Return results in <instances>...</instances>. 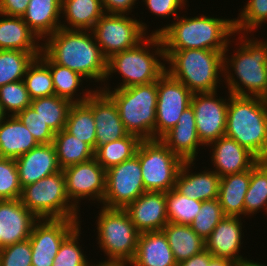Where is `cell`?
I'll use <instances>...</instances> for the list:
<instances>
[{
  "label": "cell",
  "mask_w": 267,
  "mask_h": 266,
  "mask_svg": "<svg viewBox=\"0 0 267 266\" xmlns=\"http://www.w3.org/2000/svg\"><path fill=\"white\" fill-rule=\"evenodd\" d=\"M42 51L56 64L68 67L88 81H105L107 58L96 43L92 30L59 28L46 37Z\"/></svg>",
  "instance_id": "obj_1"
},
{
  "label": "cell",
  "mask_w": 267,
  "mask_h": 266,
  "mask_svg": "<svg viewBox=\"0 0 267 266\" xmlns=\"http://www.w3.org/2000/svg\"><path fill=\"white\" fill-rule=\"evenodd\" d=\"M177 19V21H176ZM150 34L159 35L164 50L208 49L226 51L235 35L234 19L214 16L185 17L180 15ZM231 37V38H229ZM230 43V44H229Z\"/></svg>",
  "instance_id": "obj_2"
},
{
  "label": "cell",
  "mask_w": 267,
  "mask_h": 266,
  "mask_svg": "<svg viewBox=\"0 0 267 266\" xmlns=\"http://www.w3.org/2000/svg\"><path fill=\"white\" fill-rule=\"evenodd\" d=\"M242 34L239 36L241 43L230 59L226 55L228 46L224 52L223 76L226 88L235 96L267 100V40L258 41L260 39L254 36L246 38L245 33Z\"/></svg>",
  "instance_id": "obj_3"
},
{
  "label": "cell",
  "mask_w": 267,
  "mask_h": 266,
  "mask_svg": "<svg viewBox=\"0 0 267 266\" xmlns=\"http://www.w3.org/2000/svg\"><path fill=\"white\" fill-rule=\"evenodd\" d=\"M229 93L225 136L267 160V100Z\"/></svg>",
  "instance_id": "obj_4"
},
{
  "label": "cell",
  "mask_w": 267,
  "mask_h": 266,
  "mask_svg": "<svg viewBox=\"0 0 267 266\" xmlns=\"http://www.w3.org/2000/svg\"><path fill=\"white\" fill-rule=\"evenodd\" d=\"M224 52L208 49L164 50L165 62L169 65L166 71L193 94L216 92L224 74Z\"/></svg>",
  "instance_id": "obj_5"
},
{
  "label": "cell",
  "mask_w": 267,
  "mask_h": 266,
  "mask_svg": "<svg viewBox=\"0 0 267 266\" xmlns=\"http://www.w3.org/2000/svg\"><path fill=\"white\" fill-rule=\"evenodd\" d=\"M158 57L165 62L162 40L159 35L148 34L136 47L118 52L107 60V74L104 82L107 83L111 78L109 76L116 72L122 77V82L116 88L155 82L166 71V63L161 62Z\"/></svg>",
  "instance_id": "obj_6"
},
{
  "label": "cell",
  "mask_w": 267,
  "mask_h": 266,
  "mask_svg": "<svg viewBox=\"0 0 267 266\" xmlns=\"http://www.w3.org/2000/svg\"><path fill=\"white\" fill-rule=\"evenodd\" d=\"M99 88L116 104L129 134L136 135L141 140L155 139L157 81L114 90L109 85Z\"/></svg>",
  "instance_id": "obj_7"
},
{
  "label": "cell",
  "mask_w": 267,
  "mask_h": 266,
  "mask_svg": "<svg viewBox=\"0 0 267 266\" xmlns=\"http://www.w3.org/2000/svg\"><path fill=\"white\" fill-rule=\"evenodd\" d=\"M20 200L38 219L80 218V209L67 195L62 170L23 187Z\"/></svg>",
  "instance_id": "obj_8"
},
{
  "label": "cell",
  "mask_w": 267,
  "mask_h": 266,
  "mask_svg": "<svg viewBox=\"0 0 267 266\" xmlns=\"http://www.w3.org/2000/svg\"><path fill=\"white\" fill-rule=\"evenodd\" d=\"M98 214L97 244L108 259L102 262L130 263L136 253L140 232L128 213L124 209L106 208L101 205Z\"/></svg>",
  "instance_id": "obj_9"
},
{
  "label": "cell",
  "mask_w": 267,
  "mask_h": 266,
  "mask_svg": "<svg viewBox=\"0 0 267 266\" xmlns=\"http://www.w3.org/2000/svg\"><path fill=\"white\" fill-rule=\"evenodd\" d=\"M145 191L168 192L175 187L184 161L160 139L142 140L137 148Z\"/></svg>",
  "instance_id": "obj_10"
},
{
  "label": "cell",
  "mask_w": 267,
  "mask_h": 266,
  "mask_svg": "<svg viewBox=\"0 0 267 266\" xmlns=\"http://www.w3.org/2000/svg\"><path fill=\"white\" fill-rule=\"evenodd\" d=\"M146 23L128 17V14H104L92 32L103 55H112L136 47L147 36Z\"/></svg>",
  "instance_id": "obj_11"
},
{
  "label": "cell",
  "mask_w": 267,
  "mask_h": 266,
  "mask_svg": "<svg viewBox=\"0 0 267 266\" xmlns=\"http://www.w3.org/2000/svg\"><path fill=\"white\" fill-rule=\"evenodd\" d=\"M145 191L139 157L132 158L106 170L105 196L101 205L124 209Z\"/></svg>",
  "instance_id": "obj_12"
},
{
  "label": "cell",
  "mask_w": 267,
  "mask_h": 266,
  "mask_svg": "<svg viewBox=\"0 0 267 266\" xmlns=\"http://www.w3.org/2000/svg\"><path fill=\"white\" fill-rule=\"evenodd\" d=\"M193 93L165 71L157 80L155 139H160L179 121L191 104Z\"/></svg>",
  "instance_id": "obj_13"
},
{
  "label": "cell",
  "mask_w": 267,
  "mask_h": 266,
  "mask_svg": "<svg viewBox=\"0 0 267 266\" xmlns=\"http://www.w3.org/2000/svg\"><path fill=\"white\" fill-rule=\"evenodd\" d=\"M80 219H39L29 241L32 266H52L63 240L79 225Z\"/></svg>",
  "instance_id": "obj_14"
},
{
  "label": "cell",
  "mask_w": 267,
  "mask_h": 266,
  "mask_svg": "<svg viewBox=\"0 0 267 266\" xmlns=\"http://www.w3.org/2000/svg\"><path fill=\"white\" fill-rule=\"evenodd\" d=\"M66 180V192L79 209V201L87 199L102 204L105 196L106 170L95 158L62 170ZM81 199V200H80Z\"/></svg>",
  "instance_id": "obj_15"
},
{
  "label": "cell",
  "mask_w": 267,
  "mask_h": 266,
  "mask_svg": "<svg viewBox=\"0 0 267 266\" xmlns=\"http://www.w3.org/2000/svg\"><path fill=\"white\" fill-rule=\"evenodd\" d=\"M217 95V91L194 93L191 98L197 133L204 147L225 136L229 94L228 99L218 98Z\"/></svg>",
  "instance_id": "obj_16"
},
{
  "label": "cell",
  "mask_w": 267,
  "mask_h": 266,
  "mask_svg": "<svg viewBox=\"0 0 267 266\" xmlns=\"http://www.w3.org/2000/svg\"><path fill=\"white\" fill-rule=\"evenodd\" d=\"M38 220L20 199L0 200V251L29 239L33 225Z\"/></svg>",
  "instance_id": "obj_17"
},
{
  "label": "cell",
  "mask_w": 267,
  "mask_h": 266,
  "mask_svg": "<svg viewBox=\"0 0 267 266\" xmlns=\"http://www.w3.org/2000/svg\"><path fill=\"white\" fill-rule=\"evenodd\" d=\"M124 210L140 233L163 230L169 222L166 192L146 191Z\"/></svg>",
  "instance_id": "obj_18"
},
{
  "label": "cell",
  "mask_w": 267,
  "mask_h": 266,
  "mask_svg": "<svg viewBox=\"0 0 267 266\" xmlns=\"http://www.w3.org/2000/svg\"><path fill=\"white\" fill-rule=\"evenodd\" d=\"M212 150L213 171L220 177L251 169L259 159L234 139L222 136L207 145ZM212 146V147H211Z\"/></svg>",
  "instance_id": "obj_19"
},
{
  "label": "cell",
  "mask_w": 267,
  "mask_h": 266,
  "mask_svg": "<svg viewBox=\"0 0 267 266\" xmlns=\"http://www.w3.org/2000/svg\"><path fill=\"white\" fill-rule=\"evenodd\" d=\"M92 113L96 126V148L129 134L121 121L116 104L98 87L92 93Z\"/></svg>",
  "instance_id": "obj_20"
},
{
  "label": "cell",
  "mask_w": 267,
  "mask_h": 266,
  "mask_svg": "<svg viewBox=\"0 0 267 266\" xmlns=\"http://www.w3.org/2000/svg\"><path fill=\"white\" fill-rule=\"evenodd\" d=\"M15 161L22 188L62 170L53 143L39 144Z\"/></svg>",
  "instance_id": "obj_21"
},
{
  "label": "cell",
  "mask_w": 267,
  "mask_h": 266,
  "mask_svg": "<svg viewBox=\"0 0 267 266\" xmlns=\"http://www.w3.org/2000/svg\"><path fill=\"white\" fill-rule=\"evenodd\" d=\"M241 217L225 216L205 240V250L213 257L226 258L237 263L243 242Z\"/></svg>",
  "instance_id": "obj_22"
},
{
  "label": "cell",
  "mask_w": 267,
  "mask_h": 266,
  "mask_svg": "<svg viewBox=\"0 0 267 266\" xmlns=\"http://www.w3.org/2000/svg\"><path fill=\"white\" fill-rule=\"evenodd\" d=\"M160 140L183 161L196 160L199 146L204 145L199 140L191 105L181 114L178 123Z\"/></svg>",
  "instance_id": "obj_23"
},
{
  "label": "cell",
  "mask_w": 267,
  "mask_h": 266,
  "mask_svg": "<svg viewBox=\"0 0 267 266\" xmlns=\"http://www.w3.org/2000/svg\"><path fill=\"white\" fill-rule=\"evenodd\" d=\"M194 161H184L177 175L174 189L197 201L215 200L219 197L220 176L213 170L191 173ZM190 171V172H189Z\"/></svg>",
  "instance_id": "obj_24"
},
{
  "label": "cell",
  "mask_w": 267,
  "mask_h": 266,
  "mask_svg": "<svg viewBox=\"0 0 267 266\" xmlns=\"http://www.w3.org/2000/svg\"><path fill=\"white\" fill-rule=\"evenodd\" d=\"M129 266H178L165 233L141 232L136 253Z\"/></svg>",
  "instance_id": "obj_25"
},
{
  "label": "cell",
  "mask_w": 267,
  "mask_h": 266,
  "mask_svg": "<svg viewBox=\"0 0 267 266\" xmlns=\"http://www.w3.org/2000/svg\"><path fill=\"white\" fill-rule=\"evenodd\" d=\"M61 5L62 0L29 1L22 18L41 41L61 28Z\"/></svg>",
  "instance_id": "obj_26"
},
{
  "label": "cell",
  "mask_w": 267,
  "mask_h": 266,
  "mask_svg": "<svg viewBox=\"0 0 267 266\" xmlns=\"http://www.w3.org/2000/svg\"><path fill=\"white\" fill-rule=\"evenodd\" d=\"M6 118L0 122L1 158L17 159L39 145L16 115Z\"/></svg>",
  "instance_id": "obj_27"
},
{
  "label": "cell",
  "mask_w": 267,
  "mask_h": 266,
  "mask_svg": "<svg viewBox=\"0 0 267 266\" xmlns=\"http://www.w3.org/2000/svg\"><path fill=\"white\" fill-rule=\"evenodd\" d=\"M0 17V50L42 52L40 39L22 17L6 16L1 13Z\"/></svg>",
  "instance_id": "obj_28"
},
{
  "label": "cell",
  "mask_w": 267,
  "mask_h": 266,
  "mask_svg": "<svg viewBox=\"0 0 267 266\" xmlns=\"http://www.w3.org/2000/svg\"><path fill=\"white\" fill-rule=\"evenodd\" d=\"M61 14L65 16L61 18H66L67 22H61V28L92 30L105 12L102 0H62Z\"/></svg>",
  "instance_id": "obj_29"
},
{
  "label": "cell",
  "mask_w": 267,
  "mask_h": 266,
  "mask_svg": "<svg viewBox=\"0 0 267 266\" xmlns=\"http://www.w3.org/2000/svg\"><path fill=\"white\" fill-rule=\"evenodd\" d=\"M250 185V169L220 178L218 200L225 216L244 215V199Z\"/></svg>",
  "instance_id": "obj_30"
},
{
  "label": "cell",
  "mask_w": 267,
  "mask_h": 266,
  "mask_svg": "<svg viewBox=\"0 0 267 266\" xmlns=\"http://www.w3.org/2000/svg\"><path fill=\"white\" fill-rule=\"evenodd\" d=\"M162 231L178 264L205 250V240L190 225L168 222Z\"/></svg>",
  "instance_id": "obj_31"
},
{
  "label": "cell",
  "mask_w": 267,
  "mask_h": 266,
  "mask_svg": "<svg viewBox=\"0 0 267 266\" xmlns=\"http://www.w3.org/2000/svg\"><path fill=\"white\" fill-rule=\"evenodd\" d=\"M39 58L49 67L52 74L53 85L55 95L67 99L74 103H84L88 97L95 91L85 89L82 96L76 94L79 91V86L81 87L83 83V78L80 74L74 72L68 67H64L54 63L43 51L39 55ZM84 93V94H83ZM77 96L76 98L74 96Z\"/></svg>",
  "instance_id": "obj_32"
},
{
  "label": "cell",
  "mask_w": 267,
  "mask_h": 266,
  "mask_svg": "<svg viewBox=\"0 0 267 266\" xmlns=\"http://www.w3.org/2000/svg\"><path fill=\"white\" fill-rule=\"evenodd\" d=\"M69 134L96 149V126L92 113V94L84 103H74L64 128Z\"/></svg>",
  "instance_id": "obj_33"
},
{
  "label": "cell",
  "mask_w": 267,
  "mask_h": 266,
  "mask_svg": "<svg viewBox=\"0 0 267 266\" xmlns=\"http://www.w3.org/2000/svg\"><path fill=\"white\" fill-rule=\"evenodd\" d=\"M53 144L62 170L94 158V149L86 142L69 134L65 129L55 133Z\"/></svg>",
  "instance_id": "obj_34"
},
{
  "label": "cell",
  "mask_w": 267,
  "mask_h": 266,
  "mask_svg": "<svg viewBox=\"0 0 267 266\" xmlns=\"http://www.w3.org/2000/svg\"><path fill=\"white\" fill-rule=\"evenodd\" d=\"M141 141L138 136L128 134L119 140L98 146L94 150V158L105 170H108L132 158Z\"/></svg>",
  "instance_id": "obj_35"
},
{
  "label": "cell",
  "mask_w": 267,
  "mask_h": 266,
  "mask_svg": "<svg viewBox=\"0 0 267 266\" xmlns=\"http://www.w3.org/2000/svg\"><path fill=\"white\" fill-rule=\"evenodd\" d=\"M259 209L265 210L267 214V160H259L250 169V185L244 199V216H253Z\"/></svg>",
  "instance_id": "obj_36"
},
{
  "label": "cell",
  "mask_w": 267,
  "mask_h": 266,
  "mask_svg": "<svg viewBox=\"0 0 267 266\" xmlns=\"http://www.w3.org/2000/svg\"><path fill=\"white\" fill-rule=\"evenodd\" d=\"M72 105V102L57 95L33 99L30 104L54 133L65 128Z\"/></svg>",
  "instance_id": "obj_37"
},
{
  "label": "cell",
  "mask_w": 267,
  "mask_h": 266,
  "mask_svg": "<svg viewBox=\"0 0 267 266\" xmlns=\"http://www.w3.org/2000/svg\"><path fill=\"white\" fill-rule=\"evenodd\" d=\"M41 52H23L20 50H0V87L23 80L28 66Z\"/></svg>",
  "instance_id": "obj_38"
},
{
  "label": "cell",
  "mask_w": 267,
  "mask_h": 266,
  "mask_svg": "<svg viewBox=\"0 0 267 266\" xmlns=\"http://www.w3.org/2000/svg\"><path fill=\"white\" fill-rule=\"evenodd\" d=\"M23 81L31 100L55 95L50 69L39 57L28 66Z\"/></svg>",
  "instance_id": "obj_39"
},
{
  "label": "cell",
  "mask_w": 267,
  "mask_h": 266,
  "mask_svg": "<svg viewBox=\"0 0 267 266\" xmlns=\"http://www.w3.org/2000/svg\"><path fill=\"white\" fill-rule=\"evenodd\" d=\"M202 201L188 198L174 188L166 192V208L170 223L190 225L200 211Z\"/></svg>",
  "instance_id": "obj_40"
},
{
  "label": "cell",
  "mask_w": 267,
  "mask_h": 266,
  "mask_svg": "<svg viewBox=\"0 0 267 266\" xmlns=\"http://www.w3.org/2000/svg\"><path fill=\"white\" fill-rule=\"evenodd\" d=\"M81 225L79 224L62 242L52 266H93L83 253L79 243Z\"/></svg>",
  "instance_id": "obj_41"
},
{
  "label": "cell",
  "mask_w": 267,
  "mask_h": 266,
  "mask_svg": "<svg viewBox=\"0 0 267 266\" xmlns=\"http://www.w3.org/2000/svg\"><path fill=\"white\" fill-rule=\"evenodd\" d=\"M241 9L238 18L234 19L236 34L247 32L250 34L255 29L262 26L267 21V0H248ZM249 31V32H248Z\"/></svg>",
  "instance_id": "obj_42"
},
{
  "label": "cell",
  "mask_w": 267,
  "mask_h": 266,
  "mask_svg": "<svg viewBox=\"0 0 267 266\" xmlns=\"http://www.w3.org/2000/svg\"><path fill=\"white\" fill-rule=\"evenodd\" d=\"M0 103L8 116L17 115L31 104V98L23 80L0 87ZM11 112V114H10Z\"/></svg>",
  "instance_id": "obj_43"
},
{
  "label": "cell",
  "mask_w": 267,
  "mask_h": 266,
  "mask_svg": "<svg viewBox=\"0 0 267 266\" xmlns=\"http://www.w3.org/2000/svg\"><path fill=\"white\" fill-rule=\"evenodd\" d=\"M225 217L218 199L205 200L190 227L204 240L212 233L217 224Z\"/></svg>",
  "instance_id": "obj_44"
},
{
  "label": "cell",
  "mask_w": 267,
  "mask_h": 266,
  "mask_svg": "<svg viewBox=\"0 0 267 266\" xmlns=\"http://www.w3.org/2000/svg\"><path fill=\"white\" fill-rule=\"evenodd\" d=\"M21 194L15 159L0 157V200L20 199Z\"/></svg>",
  "instance_id": "obj_45"
},
{
  "label": "cell",
  "mask_w": 267,
  "mask_h": 266,
  "mask_svg": "<svg viewBox=\"0 0 267 266\" xmlns=\"http://www.w3.org/2000/svg\"><path fill=\"white\" fill-rule=\"evenodd\" d=\"M16 116L28 128L39 144L53 143L55 133L31 106L19 112Z\"/></svg>",
  "instance_id": "obj_46"
},
{
  "label": "cell",
  "mask_w": 267,
  "mask_h": 266,
  "mask_svg": "<svg viewBox=\"0 0 267 266\" xmlns=\"http://www.w3.org/2000/svg\"><path fill=\"white\" fill-rule=\"evenodd\" d=\"M1 266H32V249L29 239L4 247L0 251Z\"/></svg>",
  "instance_id": "obj_47"
},
{
  "label": "cell",
  "mask_w": 267,
  "mask_h": 266,
  "mask_svg": "<svg viewBox=\"0 0 267 266\" xmlns=\"http://www.w3.org/2000/svg\"><path fill=\"white\" fill-rule=\"evenodd\" d=\"M147 6L150 13H153L157 17L172 16L175 19L179 16L178 10L185 7L187 0H142Z\"/></svg>",
  "instance_id": "obj_48"
},
{
  "label": "cell",
  "mask_w": 267,
  "mask_h": 266,
  "mask_svg": "<svg viewBox=\"0 0 267 266\" xmlns=\"http://www.w3.org/2000/svg\"><path fill=\"white\" fill-rule=\"evenodd\" d=\"M138 0H102L103 10L106 14H126L132 12ZM134 5V6H133Z\"/></svg>",
  "instance_id": "obj_49"
},
{
  "label": "cell",
  "mask_w": 267,
  "mask_h": 266,
  "mask_svg": "<svg viewBox=\"0 0 267 266\" xmlns=\"http://www.w3.org/2000/svg\"><path fill=\"white\" fill-rule=\"evenodd\" d=\"M30 0H0V13L6 16L22 17Z\"/></svg>",
  "instance_id": "obj_50"
},
{
  "label": "cell",
  "mask_w": 267,
  "mask_h": 266,
  "mask_svg": "<svg viewBox=\"0 0 267 266\" xmlns=\"http://www.w3.org/2000/svg\"><path fill=\"white\" fill-rule=\"evenodd\" d=\"M211 257L212 255L207 250H204L202 253L180 262L178 266H208Z\"/></svg>",
  "instance_id": "obj_51"
},
{
  "label": "cell",
  "mask_w": 267,
  "mask_h": 266,
  "mask_svg": "<svg viewBox=\"0 0 267 266\" xmlns=\"http://www.w3.org/2000/svg\"><path fill=\"white\" fill-rule=\"evenodd\" d=\"M235 262L226 259V258H219V257H211L208 263V266H235Z\"/></svg>",
  "instance_id": "obj_52"
},
{
  "label": "cell",
  "mask_w": 267,
  "mask_h": 266,
  "mask_svg": "<svg viewBox=\"0 0 267 266\" xmlns=\"http://www.w3.org/2000/svg\"><path fill=\"white\" fill-rule=\"evenodd\" d=\"M235 266H267V265H264V263L263 264L258 263V261L254 262L253 260H249L248 258L245 257V258L240 259L235 264Z\"/></svg>",
  "instance_id": "obj_53"
},
{
  "label": "cell",
  "mask_w": 267,
  "mask_h": 266,
  "mask_svg": "<svg viewBox=\"0 0 267 266\" xmlns=\"http://www.w3.org/2000/svg\"><path fill=\"white\" fill-rule=\"evenodd\" d=\"M129 263H119V262H98V264H94L93 266H128Z\"/></svg>",
  "instance_id": "obj_54"
},
{
  "label": "cell",
  "mask_w": 267,
  "mask_h": 266,
  "mask_svg": "<svg viewBox=\"0 0 267 266\" xmlns=\"http://www.w3.org/2000/svg\"><path fill=\"white\" fill-rule=\"evenodd\" d=\"M7 117V114L4 112L2 104L0 103V122Z\"/></svg>",
  "instance_id": "obj_55"
}]
</instances>
